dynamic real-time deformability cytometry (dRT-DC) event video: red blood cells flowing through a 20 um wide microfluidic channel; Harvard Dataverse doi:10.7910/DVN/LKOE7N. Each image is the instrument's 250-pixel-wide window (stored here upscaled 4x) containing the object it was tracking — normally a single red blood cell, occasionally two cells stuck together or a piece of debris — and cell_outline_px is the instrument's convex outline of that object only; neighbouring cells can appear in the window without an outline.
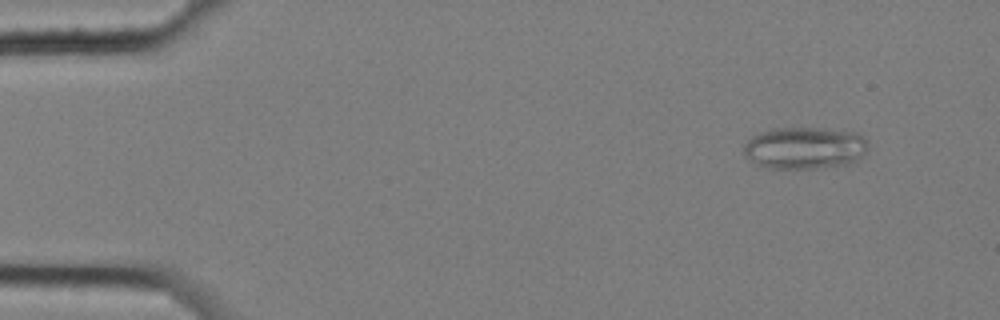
{"species": "common noctule bat (a hibernating species)", "species_latin": "Nyctalus noctula", "temperature_condition": "cold", "stored_images_in_passage": 7, "camera_frame_rate_fps": 3000, "um_per_image_px": 0.085, "animal": {"sex": "female", "body_mass_g": 25.1}, "frame": {"image": 1, "passage_image": 1, "time_ms": 0.0, "image_size_px": [1000, 320], "cell_outline_px": [[868, 148], [856, 164], [816, 168], [768, 168], [756, 164], [744, 156], [744, 144], [752, 136], [760, 132], [772, 128], [828, 128], [860, 132], [868, 140]], "centroid_in_image_um": [68.47, 12.57], "position_along_channel_um": 16.5, "area_um2": 31.21}}
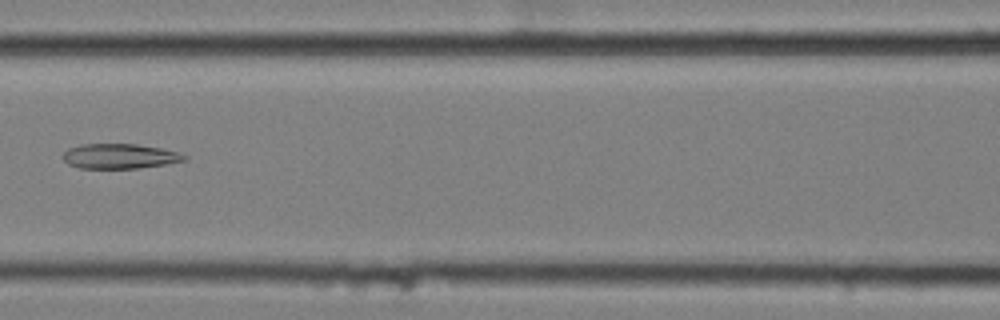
{"frame": {"image": 2, "passage_image": 7, "time_ms": 2.0, "image_size_px": [1000, 320], "cell_outline_px": [[188, 160], [140, 168], [80, 168], [68, 164], [64, 160], [64, 152], [68, 148], [80, 144], [136, 144], [160, 148], [180, 152], [188, 156]], "centroid_in_image_um": [10.2, 13.27], "position_along_channel_um": 156.4, "area_um2": 17.63}}